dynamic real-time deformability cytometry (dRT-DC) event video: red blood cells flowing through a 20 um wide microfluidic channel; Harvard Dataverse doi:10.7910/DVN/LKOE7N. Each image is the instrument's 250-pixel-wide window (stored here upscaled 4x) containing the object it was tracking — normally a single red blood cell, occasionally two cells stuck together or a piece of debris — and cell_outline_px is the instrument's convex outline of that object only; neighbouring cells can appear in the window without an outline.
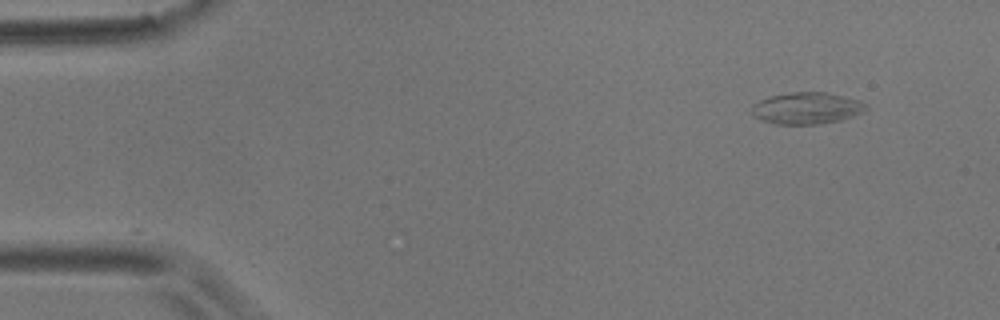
{"species": "common noctule bat (a hibernating species)", "species_latin": "Nyctalus noctula", "temperature_condition": "room temperature", "stored_images_in_passage": 52, "camera_frame_rate_fps": 3000, "um_per_image_px": 0.085, "animal": {"sex": "male", "body_mass_g": 17.9}, "frame": {"image": 1, "passage_image": 1, "time_ms": 0.0, "image_size_px": [1000, 320], "cell_outline_px": [[868, 108], [852, 116], [840, 120], [820, 124], [776, 124], [752, 116], [752, 104], [760, 100], [772, 96], [792, 92], [824, 92], [860, 100], [868, 104]], "centroid_in_image_um": [68.57, 9.2], "position_along_channel_um": 16.4, "area_um2": 20.92}}
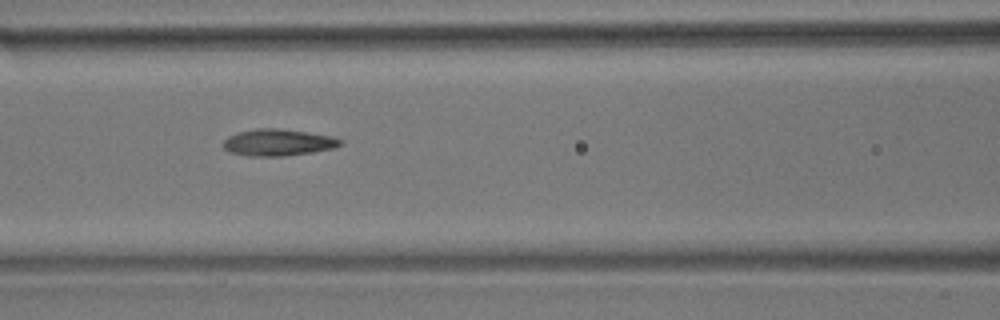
{"frame": {"image": 2, "passage_image": 20, "time_ms": 6.333, "image_size_px": [1000, 320], "cell_outline_px": [[344, 144], [336, 148], [312, 152], [284, 156], [248, 156], [228, 152], [224, 148], [224, 140], [228, 136], [240, 132], [256, 128], [280, 128], [308, 132], [332, 136], [344, 140]], "centroid_in_image_um": [23.69, 12.11], "position_along_channel_um": 142.9, "area_um2": 18.44}}
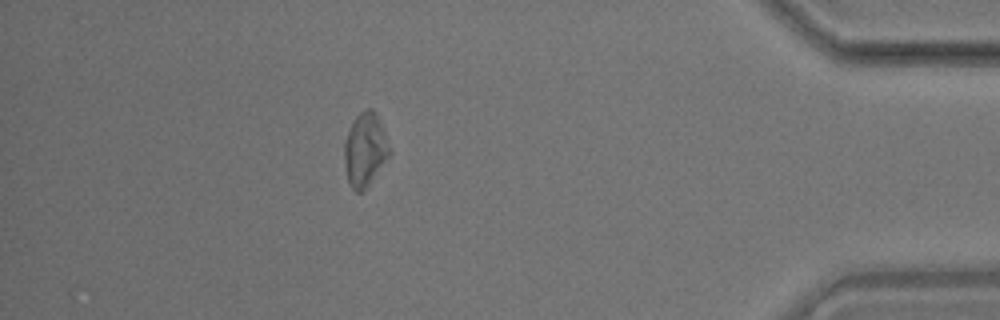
{"frame": {"image": 3, "passage_image": 46, "time_ms": 15.0, "image_size_px": [1000, 320], "cell_outline_px": [[388, 156], [368, 184], [360, 192], [356, 192], [352, 188], [348, 180], [344, 164], [344, 144], [348, 132], [356, 116], [360, 112], [368, 108], [372, 108], [376, 112], [384, 132], [388, 148]], "centroid_in_image_um": [30.99, 12.69], "position_along_channel_um": 404.2, "area_um2": 18.55}, "authors_computed_cell_mechanics": {"area_um2": 18.4093, "velocity_mm_per_s": 3.5373, "shape_relaxation_time_tau1_ms": null, "shape_relaxation_time_tau2_ms": 2.528, "deformation_change_tau1": null, "deformation_change_tau2": 0.0886}}